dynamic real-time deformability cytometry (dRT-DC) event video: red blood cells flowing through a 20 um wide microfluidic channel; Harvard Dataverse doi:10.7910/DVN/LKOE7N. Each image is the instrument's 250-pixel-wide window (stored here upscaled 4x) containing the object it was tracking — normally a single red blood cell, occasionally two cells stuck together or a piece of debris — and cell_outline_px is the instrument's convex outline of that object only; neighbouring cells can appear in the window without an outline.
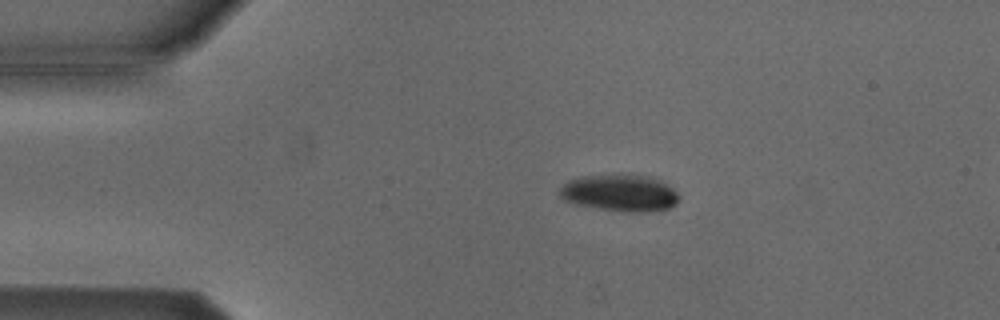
{"species": "Egyptian fruit bat (a non-hibernating species)", "species_latin": "Rousettus aegyptiacus", "temperature_condition": "cold", "stored_images_in_passage": 44, "camera_frame_rate_fps": 3000, "um_per_image_px": 0.085, "animal": {"sex": "male"}, "frame": {"image": 1, "passage_image": 1, "time_ms": 0.0, "image_size_px": [1000, 320], "cell_outline_px": [[680, 200], [676, 204], [668, 208], [644, 212], [628, 212], [600, 208], [576, 204], [564, 200], [560, 196], [560, 188], [568, 180], [584, 176], [620, 172], [632, 172], [648, 176], [660, 180], [672, 188], [680, 196]], "centroid_in_image_um": [52.71, 16.35], "position_along_channel_um": 32.3, "area_um2": 26.13}}
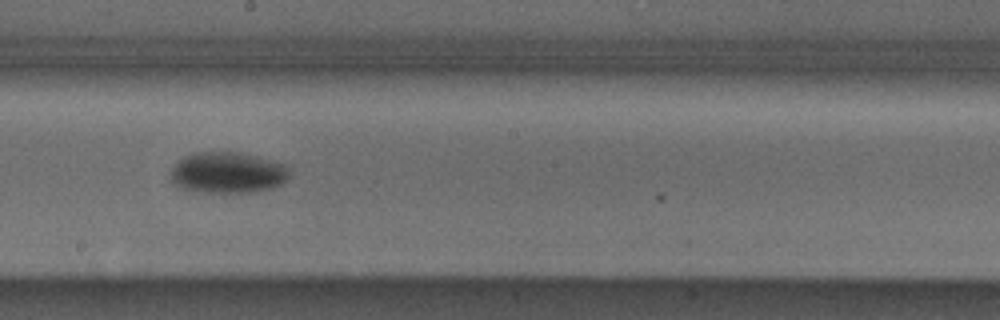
{"frame": {"image": 2, "passage_image": 20, "time_ms": 6.333, "image_size_px": [1000, 320], "cell_outline_px": [[292, 172], [280, 184], [272, 188], [256, 192], [208, 192], [180, 188], [168, 176], [172, 168], [184, 156], [192, 152], [240, 152], [288, 164]], "centroid_in_image_um": [19.38, 14.66], "position_along_channel_um": 228.8, "area_um2": 28.67}}
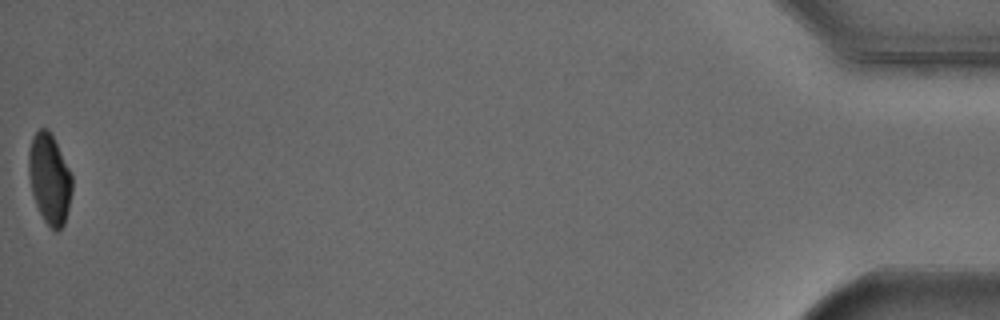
{"frame": {"image": 3, "passage_image": 44, "time_ms": 14.333, "image_size_px": [1000, 320], "cell_outline_px": [[72, 192], [64, 224], [56, 232], [44, 220], [36, 204], [32, 192], [28, 172], [28, 152], [32, 136], [40, 128], [48, 128], [72, 176]], "centroid_in_image_um": [4.19, 15.19], "position_along_channel_um": 431.0, "area_um2": 22.48}, "authors_computed_cell_mechanics": {"area_um2": 27.3683, "velocity_mm_per_s": 3.824, "shape_relaxation_time_tau1_ms": 2.4108, "shape_relaxation_time_tau2_ms": null, "deformation_change_tau1": 0.1095, "deformation_change_tau2": null}}